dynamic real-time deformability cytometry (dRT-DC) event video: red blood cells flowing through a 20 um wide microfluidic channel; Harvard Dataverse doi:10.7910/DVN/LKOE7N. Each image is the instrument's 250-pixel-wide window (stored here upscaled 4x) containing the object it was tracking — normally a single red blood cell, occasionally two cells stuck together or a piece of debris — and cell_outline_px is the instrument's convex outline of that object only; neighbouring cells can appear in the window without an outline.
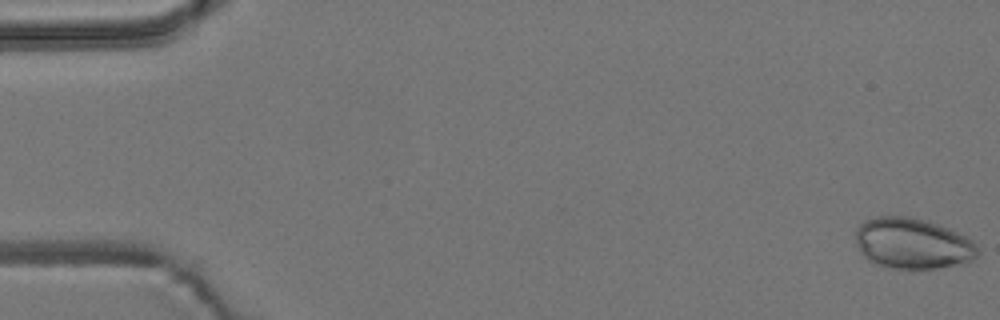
{"species": "common noctule bat (a hibernating species)", "species_latin": "Nyctalus noctula", "temperature_condition": "room temperature", "stored_images_in_passage": 6, "camera_frame_rate_fps": 3000, "um_per_image_px": 0.085, "animal": {"sex": "male", "body_mass_g": 19.2, "forearm_length_mm": 51.8}, "frame": {"image": 1, "passage_image": 1, "time_ms": 0.0, "image_size_px": [1000, 320], "cell_outline_px": [[980, 252], [972, 260], [964, 264], [936, 268], [892, 268], [868, 260], [860, 252], [856, 244], [856, 228], [864, 220], [876, 216], [912, 216], [948, 228], [968, 236], [976, 244]], "centroid_in_image_um": [77.59, 20.68], "position_along_channel_um": 7.4, "area_um2": 36.36}}